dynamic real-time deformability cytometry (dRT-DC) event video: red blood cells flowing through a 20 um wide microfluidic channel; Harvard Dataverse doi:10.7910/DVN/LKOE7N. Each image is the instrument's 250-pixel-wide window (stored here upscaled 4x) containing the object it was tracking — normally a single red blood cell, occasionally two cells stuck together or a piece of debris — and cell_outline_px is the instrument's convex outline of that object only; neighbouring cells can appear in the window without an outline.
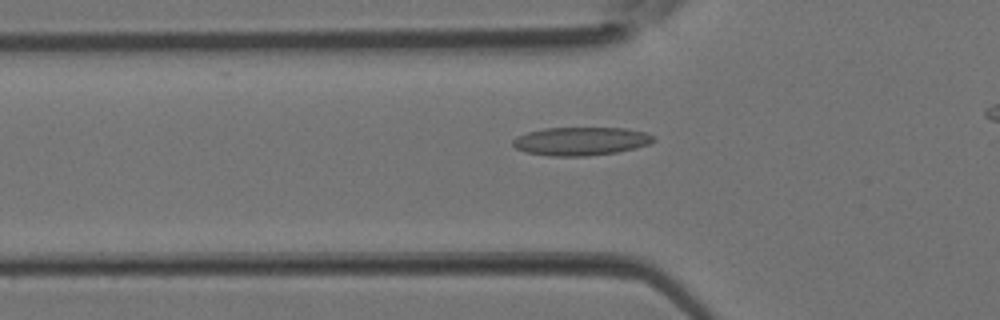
{"species": "Egyptian fruit bat (a non-hibernating species)", "species_latin": "Rousettus aegyptiacus", "temperature_condition": "room temperature", "stored_images_in_passage": 29, "camera_frame_rate_fps": 3000, "um_per_image_px": 0.085, "animal": {"sex": "female"}, "frame": {"image": 1, "passage_image": 10, "time_ms": 3.0, "image_size_px": [1000, 320], "cell_outline_px": [[656, 140], [648, 144], [636, 148], [616, 152], [588, 156], [552, 156], [528, 152], [516, 148], [512, 144], [512, 140], [516, 136], [528, 132], [544, 128], [628, 128], [648, 132], [656, 136]], "centroid_in_image_um": [49.43, 11.99], "position_along_channel_um": 76.4, "area_um2": 23.35}}
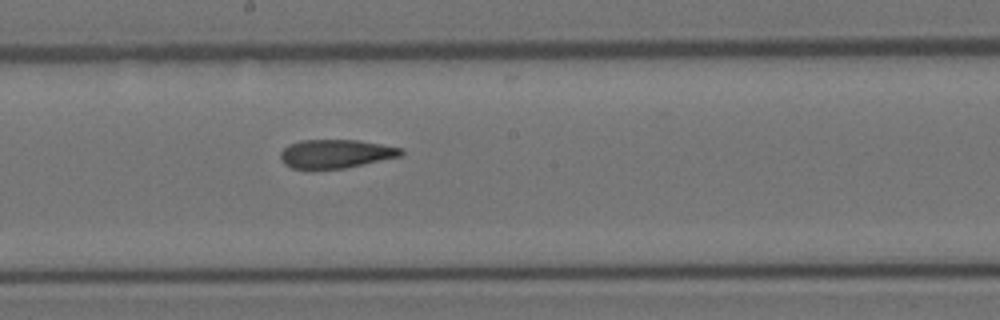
{"frame": {"image": 2, "passage_image": 18, "time_ms": 5.667, "image_size_px": [1000, 320], "cell_outline_px": [[404, 152], [400, 156], [344, 168], [292, 168], [284, 164], [280, 156], [280, 152], [288, 144], [300, 140], [356, 140], [404, 148]], "centroid_in_image_um": [28.53, 13.05], "position_along_channel_um": 219.7, "area_um2": 19.88}}
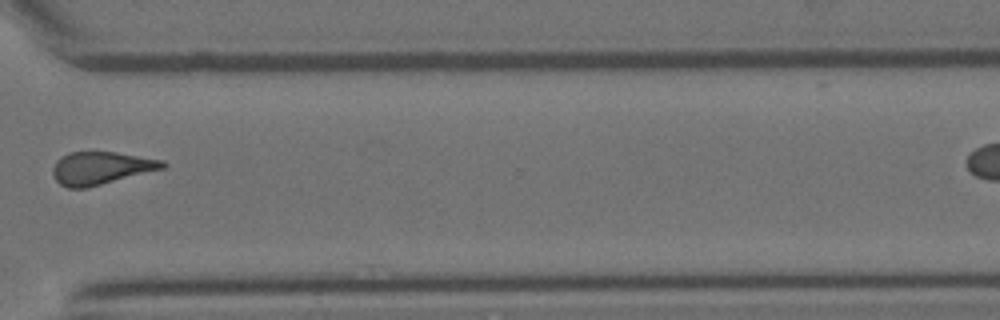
{"frame": {"image": 3, "passage_image": 26, "time_ms": 8.333, "image_size_px": [1000, 320], "cell_outline_px": [[168, 164], [164, 168], [88, 188], [68, 188], [60, 184], [52, 176], [52, 168], [56, 160], [60, 156], [68, 152], [116, 152], [164, 160]], "centroid_in_image_um": [8.56, 14.28], "position_along_channel_um": 362.0, "area_um2": 21.15}}